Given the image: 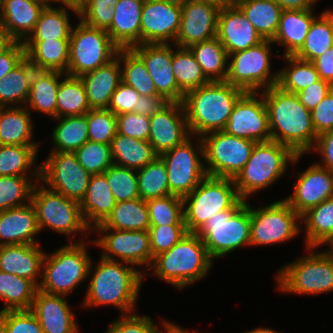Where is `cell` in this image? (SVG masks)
Masks as SVG:
<instances>
[{"label":"cell","mask_w":333,"mask_h":333,"mask_svg":"<svg viewBox=\"0 0 333 333\" xmlns=\"http://www.w3.org/2000/svg\"><path fill=\"white\" fill-rule=\"evenodd\" d=\"M92 265L91 261L88 274L91 278L82 306L112 305L121 311V315L133 314L146 271L127 262L103 257L95 268Z\"/></svg>","instance_id":"cell-1"},{"label":"cell","mask_w":333,"mask_h":333,"mask_svg":"<svg viewBox=\"0 0 333 333\" xmlns=\"http://www.w3.org/2000/svg\"><path fill=\"white\" fill-rule=\"evenodd\" d=\"M268 111L271 140L288 146L296 155L313 148L317 134L309 111L297 94L275 85L260 91Z\"/></svg>","instance_id":"cell-2"},{"label":"cell","mask_w":333,"mask_h":333,"mask_svg":"<svg viewBox=\"0 0 333 333\" xmlns=\"http://www.w3.org/2000/svg\"><path fill=\"white\" fill-rule=\"evenodd\" d=\"M245 93L226 81H211L188 91L183 100L190 134L224 130L238 99Z\"/></svg>","instance_id":"cell-3"},{"label":"cell","mask_w":333,"mask_h":333,"mask_svg":"<svg viewBox=\"0 0 333 333\" xmlns=\"http://www.w3.org/2000/svg\"><path fill=\"white\" fill-rule=\"evenodd\" d=\"M213 262L200 236L188 232L168 251L156 255L149 269L164 282L183 289L208 275Z\"/></svg>","instance_id":"cell-4"},{"label":"cell","mask_w":333,"mask_h":333,"mask_svg":"<svg viewBox=\"0 0 333 333\" xmlns=\"http://www.w3.org/2000/svg\"><path fill=\"white\" fill-rule=\"evenodd\" d=\"M302 156L274 140L256 142L249 160L233 179L239 197L247 201L248 196L268 188L286 173L289 163L300 162Z\"/></svg>","instance_id":"cell-5"},{"label":"cell","mask_w":333,"mask_h":333,"mask_svg":"<svg viewBox=\"0 0 333 333\" xmlns=\"http://www.w3.org/2000/svg\"><path fill=\"white\" fill-rule=\"evenodd\" d=\"M51 254L45 253L39 290L56 295H69L80 283L89 278L91 257L85 241L70 239Z\"/></svg>","instance_id":"cell-6"},{"label":"cell","mask_w":333,"mask_h":333,"mask_svg":"<svg viewBox=\"0 0 333 333\" xmlns=\"http://www.w3.org/2000/svg\"><path fill=\"white\" fill-rule=\"evenodd\" d=\"M244 203L233 179L206 176L190 194L183 197L186 230L198 233L216 212L238 210Z\"/></svg>","instance_id":"cell-7"},{"label":"cell","mask_w":333,"mask_h":333,"mask_svg":"<svg viewBox=\"0 0 333 333\" xmlns=\"http://www.w3.org/2000/svg\"><path fill=\"white\" fill-rule=\"evenodd\" d=\"M307 249V255L281 267L278 271L275 281L276 288L280 291L302 295L333 291V247L323 251H315V247Z\"/></svg>","instance_id":"cell-8"},{"label":"cell","mask_w":333,"mask_h":333,"mask_svg":"<svg viewBox=\"0 0 333 333\" xmlns=\"http://www.w3.org/2000/svg\"><path fill=\"white\" fill-rule=\"evenodd\" d=\"M250 225L251 210L245 201L238 210L216 212L197 234L203 240L210 258L216 260L241 249V246H251Z\"/></svg>","instance_id":"cell-9"},{"label":"cell","mask_w":333,"mask_h":333,"mask_svg":"<svg viewBox=\"0 0 333 333\" xmlns=\"http://www.w3.org/2000/svg\"><path fill=\"white\" fill-rule=\"evenodd\" d=\"M119 49L106 30L93 28L80 20L71 32L66 74L81 77L111 62Z\"/></svg>","instance_id":"cell-10"},{"label":"cell","mask_w":333,"mask_h":333,"mask_svg":"<svg viewBox=\"0 0 333 333\" xmlns=\"http://www.w3.org/2000/svg\"><path fill=\"white\" fill-rule=\"evenodd\" d=\"M31 202L36 210L40 231L48 227L56 233L66 235L67 238L81 231L86 236L92 233L82 216L79 202L42 184L34 186Z\"/></svg>","instance_id":"cell-11"},{"label":"cell","mask_w":333,"mask_h":333,"mask_svg":"<svg viewBox=\"0 0 333 333\" xmlns=\"http://www.w3.org/2000/svg\"><path fill=\"white\" fill-rule=\"evenodd\" d=\"M272 45V40H263L256 46L229 54L225 81L245 92H260L277 85L278 71L270 75Z\"/></svg>","instance_id":"cell-12"},{"label":"cell","mask_w":333,"mask_h":333,"mask_svg":"<svg viewBox=\"0 0 333 333\" xmlns=\"http://www.w3.org/2000/svg\"><path fill=\"white\" fill-rule=\"evenodd\" d=\"M207 176L234 179L250 158L256 142L225 131H214L201 137Z\"/></svg>","instance_id":"cell-13"},{"label":"cell","mask_w":333,"mask_h":333,"mask_svg":"<svg viewBox=\"0 0 333 333\" xmlns=\"http://www.w3.org/2000/svg\"><path fill=\"white\" fill-rule=\"evenodd\" d=\"M251 210V246L273 245L289 241L302 231L301 216L283 199ZM299 224V225H298Z\"/></svg>","instance_id":"cell-14"},{"label":"cell","mask_w":333,"mask_h":333,"mask_svg":"<svg viewBox=\"0 0 333 333\" xmlns=\"http://www.w3.org/2000/svg\"><path fill=\"white\" fill-rule=\"evenodd\" d=\"M192 138L196 137L191 135L159 156L167 169L170 195L185 197L207 176L205 163L201 161L204 158L203 142L197 137L195 145Z\"/></svg>","instance_id":"cell-15"},{"label":"cell","mask_w":333,"mask_h":333,"mask_svg":"<svg viewBox=\"0 0 333 333\" xmlns=\"http://www.w3.org/2000/svg\"><path fill=\"white\" fill-rule=\"evenodd\" d=\"M40 166V183L79 203L84 199L91 174L73 152H50ZM46 183V184H45Z\"/></svg>","instance_id":"cell-16"},{"label":"cell","mask_w":333,"mask_h":333,"mask_svg":"<svg viewBox=\"0 0 333 333\" xmlns=\"http://www.w3.org/2000/svg\"><path fill=\"white\" fill-rule=\"evenodd\" d=\"M100 233L92 244L99 246L103 252L101 257L114 261L127 262L136 268H150L153 254L150 248L149 231H122L113 228H93L92 232ZM98 231V232H97ZM100 231V232H99ZM106 232V233H105ZM118 257V259L114 258ZM138 266V267H137Z\"/></svg>","instance_id":"cell-17"},{"label":"cell","mask_w":333,"mask_h":333,"mask_svg":"<svg viewBox=\"0 0 333 333\" xmlns=\"http://www.w3.org/2000/svg\"><path fill=\"white\" fill-rule=\"evenodd\" d=\"M223 131L254 142L271 140L268 111L262 93L245 92L235 104Z\"/></svg>","instance_id":"cell-18"},{"label":"cell","mask_w":333,"mask_h":333,"mask_svg":"<svg viewBox=\"0 0 333 333\" xmlns=\"http://www.w3.org/2000/svg\"><path fill=\"white\" fill-rule=\"evenodd\" d=\"M221 5L208 0H186L181 5L180 29L174 45H191L217 37Z\"/></svg>","instance_id":"cell-19"},{"label":"cell","mask_w":333,"mask_h":333,"mask_svg":"<svg viewBox=\"0 0 333 333\" xmlns=\"http://www.w3.org/2000/svg\"><path fill=\"white\" fill-rule=\"evenodd\" d=\"M181 6L162 0H145L140 23V44H170L180 29Z\"/></svg>","instance_id":"cell-20"},{"label":"cell","mask_w":333,"mask_h":333,"mask_svg":"<svg viewBox=\"0 0 333 333\" xmlns=\"http://www.w3.org/2000/svg\"><path fill=\"white\" fill-rule=\"evenodd\" d=\"M131 49L145 63L157 93L169 102H183L185 94L178 88L172 68V45L139 44Z\"/></svg>","instance_id":"cell-21"},{"label":"cell","mask_w":333,"mask_h":333,"mask_svg":"<svg viewBox=\"0 0 333 333\" xmlns=\"http://www.w3.org/2000/svg\"><path fill=\"white\" fill-rule=\"evenodd\" d=\"M190 136L183 102H169L150 116L148 142L158 156L182 144Z\"/></svg>","instance_id":"cell-22"},{"label":"cell","mask_w":333,"mask_h":333,"mask_svg":"<svg viewBox=\"0 0 333 333\" xmlns=\"http://www.w3.org/2000/svg\"><path fill=\"white\" fill-rule=\"evenodd\" d=\"M297 175L293 194L284 200L300 216L308 209L333 197V171L315 163Z\"/></svg>","instance_id":"cell-23"},{"label":"cell","mask_w":333,"mask_h":333,"mask_svg":"<svg viewBox=\"0 0 333 333\" xmlns=\"http://www.w3.org/2000/svg\"><path fill=\"white\" fill-rule=\"evenodd\" d=\"M217 38L228 55L256 46L263 41L237 5L221 7L218 16Z\"/></svg>","instance_id":"cell-24"},{"label":"cell","mask_w":333,"mask_h":333,"mask_svg":"<svg viewBox=\"0 0 333 333\" xmlns=\"http://www.w3.org/2000/svg\"><path fill=\"white\" fill-rule=\"evenodd\" d=\"M66 296L37 290L30 311L39 320L43 333H79Z\"/></svg>","instance_id":"cell-25"},{"label":"cell","mask_w":333,"mask_h":333,"mask_svg":"<svg viewBox=\"0 0 333 333\" xmlns=\"http://www.w3.org/2000/svg\"><path fill=\"white\" fill-rule=\"evenodd\" d=\"M45 6L38 0H0V29L13 41L23 42Z\"/></svg>","instance_id":"cell-26"},{"label":"cell","mask_w":333,"mask_h":333,"mask_svg":"<svg viewBox=\"0 0 333 333\" xmlns=\"http://www.w3.org/2000/svg\"><path fill=\"white\" fill-rule=\"evenodd\" d=\"M40 232L32 202L0 212V246L39 244L35 236Z\"/></svg>","instance_id":"cell-27"},{"label":"cell","mask_w":333,"mask_h":333,"mask_svg":"<svg viewBox=\"0 0 333 333\" xmlns=\"http://www.w3.org/2000/svg\"><path fill=\"white\" fill-rule=\"evenodd\" d=\"M44 255L39 244L0 246V271L29 279L39 287Z\"/></svg>","instance_id":"cell-28"},{"label":"cell","mask_w":333,"mask_h":333,"mask_svg":"<svg viewBox=\"0 0 333 333\" xmlns=\"http://www.w3.org/2000/svg\"><path fill=\"white\" fill-rule=\"evenodd\" d=\"M145 0H118L107 33L120 49L140 44L141 12Z\"/></svg>","instance_id":"cell-29"},{"label":"cell","mask_w":333,"mask_h":333,"mask_svg":"<svg viewBox=\"0 0 333 333\" xmlns=\"http://www.w3.org/2000/svg\"><path fill=\"white\" fill-rule=\"evenodd\" d=\"M80 78L85 87L90 109H107L111 96L122 81L120 60L116 57L108 64Z\"/></svg>","instance_id":"cell-30"},{"label":"cell","mask_w":333,"mask_h":333,"mask_svg":"<svg viewBox=\"0 0 333 333\" xmlns=\"http://www.w3.org/2000/svg\"><path fill=\"white\" fill-rule=\"evenodd\" d=\"M25 57L36 70L67 72L70 39L24 40Z\"/></svg>","instance_id":"cell-31"},{"label":"cell","mask_w":333,"mask_h":333,"mask_svg":"<svg viewBox=\"0 0 333 333\" xmlns=\"http://www.w3.org/2000/svg\"><path fill=\"white\" fill-rule=\"evenodd\" d=\"M314 9L283 10L272 42L285 47L283 56H294L304 45L310 25L316 18Z\"/></svg>","instance_id":"cell-32"},{"label":"cell","mask_w":333,"mask_h":333,"mask_svg":"<svg viewBox=\"0 0 333 333\" xmlns=\"http://www.w3.org/2000/svg\"><path fill=\"white\" fill-rule=\"evenodd\" d=\"M65 73L58 71L34 70L25 107L57 118V93Z\"/></svg>","instance_id":"cell-33"},{"label":"cell","mask_w":333,"mask_h":333,"mask_svg":"<svg viewBox=\"0 0 333 333\" xmlns=\"http://www.w3.org/2000/svg\"><path fill=\"white\" fill-rule=\"evenodd\" d=\"M116 203L106 177L91 175L86 195L80 203L82 216L91 230L106 219Z\"/></svg>","instance_id":"cell-34"},{"label":"cell","mask_w":333,"mask_h":333,"mask_svg":"<svg viewBox=\"0 0 333 333\" xmlns=\"http://www.w3.org/2000/svg\"><path fill=\"white\" fill-rule=\"evenodd\" d=\"M25 106L0 107V145L40 146L34 142V123Z\"/></svg>","instance_id":"cell-35"},{"label":"cell","mask_w":333,"mask_h":333,"mask_svg":"<svg viewBox=\"0 0 333 333\" xmlns=\"http://www.w3.org/2000/svg\"><path fill=\"white\" fill-rule=\"evenodd\" d=\"M307 247L329 244L333 247V197L308 209L301 215Z\"/></svg>","instance_id":"cell-36"},{"label":"cell","mask_w":333,"mask_h":333,"mask_svg":"<svg viewBox=\"0 0 333 333\" xmlns=\"http://www.w3.org/2000/svg\"><path fill=\"white\" fill-rule=\"evenodd\" d=\"M61 6L55 8L54 6L46 5L34 30L25 40L70 39L73 26L70 24L68 10L74 12L76 16L78 15L77 17H79V10L70 5Z\"/></svg>","instance_id":"cell-37"},{"label":"cell","mask_w":333,"mask_h":333,"mask_svg":"<svg viewBox=\"0 0 333 333\" xmlns=\"http://www.w3.org/2000/svg\"><path fill=\"white\" fill-rule=\"evenodd\" d=\"M150 222L146 201L136 198L117 202L112 212L94 228H113L122 231H146Z\"/></svg>","instance_id":"cell-38"},{"label":"cell","mask_w":333,"mask_h":333,"mask_svg":"<svg viewBox=\"0 0 333 333\" xmlns=\"http://www.w3.org/2000/svg\"><path fill=\"white\" fill-rule=\"evenodd\" d=\"M110 147L113 163L133 170L142 169L158 157L148 141L131 138L120 133H116Z\"/></svg>","instance_id":"cell-39"},{"label":"cell","mask_w":333,"mask_h":333,"mask_svg":"<svg viewBox=\"0 0 333 333\" xmlns=\"http://www.w3.org/2000/svg\"><path fill=\"white\" fill-rule=\"evenodd\" d=\"M38 148L39 146L0 145V176L31 177L40 181V166L35 165Z\"/></svg>","instance_id":"cell-40"},{"label":"cell","mask_w":333,"mask_h":333,"mask_svg":"<svg viewBox=\"0 0 333 333\" xmlns=\"http://www.w3.org/2000/svg\"><path fill=\"white\" fill-rule=\"evenodd\" d=\"M237 6L263 40H273L283 11L274 0H246Z\"/></svg>","instance_id":"cell-41"},{"label":"cell","mask_w":333,"mask_h":333,"mask_svg":"<svg viewBox=\"0 0 333 333\" xmlns=\"http://www.w3.org/2000/svg\"><path fill=\"white\" fill-rule=\"evenodd\" d=\"M35 68L25 57L0 81V107L25 106ZM17 104V105H16Z\"/></svg>","instance_id":"cell-42"},{"label":"cell","mask_w":333,"mask_h":333,"mask_svg":"<svg viewBox=\"0 0 333 333\" xmlns=\"http://www.w3.org/2000/svg\"><path fill=\"white\" fill-rule=\"evenodd\" d=\"M331 47H333V11L327 9L313 20L304 45L294 56L312 62Z\"/></svg>","instance_id":"cell-43"},{"label":"cell","mask_w":333,"mask_h":333,"mask_svg":"<svg viewBox=\"0 0 333 333\" xmlns=\"http://www.w3.org/2000/svg\"><path fill=\"white\" fill-rule=\"evenodd\" d=\"M189 49L210 81L226 80L228 54L217 37L193 44Z\"/></svg>","instance_id":"cell-44"},{"label":"cell","mask_w":333,"mask_h":333,"mask_svg":"<svg viewBox=\"0 0 333 333\" xmlns=\"http://www.w3.org/2000/svg\"><path fill=\"white\" fill-rule=\"evenodd\" d=\"M54 119L59 122L52 132L54 147L51 152H74L89 140L87 113Z\"/></svg>","instance_id":"cell-45"},{"label":"cell","mask_w":333,"mask_h":333,"mask_svg":"<svg viewBox=\"0 0 333 333\" xmlns=\"http://www.w3.org/2000/svg\"><path fill=\"white\" fill-rule=\"evenodd\" d=\"M38 287L29 279L0 271V299L6 310H30Z\"/></svg>","instance_id":"cell-46"},{"label":"cell","mask_w":333,"mask_h":333,"mask_svg":"<svg viewBox=\"0 0 333 333\" xmlns=\"http://www.w3.org/2000/svg\"><path fill=\"white\" fill-rule=\"evenodd\" d=\"M90 110L84 84L80 77L65 74L57 93V118L80 116Z\"/></svg>","instance_id":"cell-47"},{"label":"cell","mask_w":333,"mask_h":333,"mask_svg":"<svg viewBox=\"0 0 333 333\" xmlns=\"http://www.w3.org/2000/svg\"><path fill=\"white\" fill-rule=\"evenodd\" d=\"M122 82L133 87L140 95H159L143 60L132 49H119Z\"/></svg>","instance_id":"cell-48"},{"label":"cell","mask_w":333,"mask_h":333,"mask_svg":"<svg viewBox=\"0 0 333 333\" xmlns=\"http://www.w3.org/2000/svg\"><path fill=\"white\" fill-rule=\"evenodd\" d=\"M288 66L278 71L279 86L283 91L297 94L306 87L320 80V76L312 62L295 56H282Z\"/></svg>","instance_id":"cell-49"},{"label":"cell","mask_w":333,"mask_h":333,"mask_svg":"<svg viewBox=\"0 0 333 333\" xmlns=\"http://www.w3.org/2000/svg\"><path fill=\"white\" fill-rule=\"evenodd\" d=\"M175 47L178 50L173 49L172 68L178 88L184 94L211 82L189 48Z\"/></svg>","instance_id":"cell-50"},{"label":"cell","mask_w":333,"mask_h":333,"mask_svg":"<svg viewBox=\"0 0 333 333\" xmlns=\"http://www.w3.org/2000/svg\"><path fill=\"white\" fill-rule=\"evenodd\" d=\"M137 181L139 196L145 201L170 195L167 169L159 156L137 170Z\"/></svg>","instance_id":"cell-51"},{"label":"cell","mask_w":333,"mask_h":333,"mask_svg":"<svg viewBox=\"0 0 333 333\" xmlns=\"http://www.w3.org/2000/svg\"><path fill=\"white\" fill-rule=\"evenodd\" d=\"M32 179L22 176H0V212L31 202L36 185Z\"/></svg>","instance_id":"cell-52"},{"label":"cell","mask_w":333,"mask_h":333,"mask_svg":"<svg viewBox=\"0 0 333 333\" xmlns=\"http://www.w3.org/2000/svg\"><path fill=\"white\" fill-rule=\"evenodd\" d=\"M150 225H185L183 198L168 195L146 201Z\"/></svg>","instance_id":"cell-53"},{"label":"cell","mask_w":333,"mask_h":333,"mask_svg":"<svg viewBox=\"0 0 333 333\" xmlns=\"http://www.w3.org/2000/svg\"><path fill=\"white\" fill-rule=\"evenodd\" d=\"M103 175L107 179L116 202L140 198L137 170L112 164Z\"/></svg>","instance_id":"cell-54"},{"label":"cell","mask_w":333,"mask_h":333,"mask_svg":"<svg viewBox=\"0 0 333 333\" xmlns=\"http://www.w3.org/2000/svg\"><path fill=\"white\" fill-rule=\"evenodd\" d=\"M79 164L91 175L103 174L113 163L110 145L88 140L73 152Z\"/></svg>","instance_id":"cell-55"},{"label":"cell","mask_w":333,"mask_h":333,"mask_svg":"<svg viewBox=\"0 0 333 333\" xmlns=\"http://www.w3.org/2000/svg\"><path fill=\"white\" fill-rule=\"evenodd\" d=\"M90 141L110 145L117 133L116 115L108 109H90L87 112Z\"/></svg>","instance_id":"cell-56"},{"label":"cell","mask_w":333,"mask_h":333,"mask_svg":"<svg viewBox=\"0 0 333 333\" xmlns=\"http://www.w3.org/2000/svg\"><path fill=\"white\" fill-rule=\"evenodd\" d=\"M118 0H88L79 9V20L93 28L108 30Z\"/></svg>","instance_id":"cell-57"},{"label":"cell","mask_w":333,"mask_h":333,"mask_svg":"<svg viewBox=\"0 0 333 333\" xmlns=\"http://www.w3.org/2000/svg\"><path fill=\"white\" fill-rule=\"evenodd\" d=\"M0 333H43L30 310L0 311Z\"/></svg>","instance_id":"cell-58"},{"label":"cell","mask_w":333,"mask_h":333,"mask_svg":"<svg viewBox=\"0 0 333 333\" xmlns=\"http://www.w3.org/2000/svg\"><path fill=\"white\" fill-rule=\"evenodd\" d=\"M148 231L153 259L156 255L168 251L188 233L185 225H150Z\"/></svg>","instance_id":"cell-59"},{"label":"cell","mask_w":333,"mask_h":333,"mask_svg":"<svg viewBox=\"0 0 333 333\" xmlns=\"http://www.w3.org/2000/svg\"><path fill=\"white\" fill-rule=\"evenodd\" d=\"M158 328L151 317L133 313L115 319L104 333H161Z\"/></svg>","instance_id":"cell-60"},{"label":"cell","mask_w":333,"mask_h":333,"mask_svg":"<svg viewBox=\"0 0 333 333\" xmlns=\"http://www.w3.org/2000/svg\"><path fill=\"white\" fill-rule=\"evenodd\" d=\"M117 133L131 138L146 140L150 134V117L137 114L135 112H126L116 115Z\"/></svg>","instance_id":"cell-61"},{"label":"cell","mask_w":333,"mask_h":333,"mask_svg":"<svg viewBox=\"0 0 333 333\" xmlns=\"http://www.w3.org/2000/svg\"><path fill=\"white\" fill-rule=\"evenodd\" d=\"M139 99L140 94L133 87L121 81L111 96L107 109L115 115L126 112L138 114Z\"/></svg>","instance_id":"cell-62"},{"label":"cell","mask_w":333,"mask_h":333,"mask_svg":"<svg viewBox=\"0 0 333 333\" xmlns=\"http://www.w3.org/2000/svg\"><path fill=\"white\" fill-rule=\"evenodd\" d=\"M311 118L317 135L333 129V88L311 111Z\"/></svg>","instance_id":"cell-63"},{"label":"cell","mask_w":333,"mask_h":333,"mask_svg":"<svg viewBox=\"0 0 333 333\" xmlns=\"http://www.w3.org/2000/svg\"><path fill=\"white\" fill-rule=\"evenodd\" d=\"M333 86L322 79L297 93L300 102L312 111L327 95Z\"/></svg>","instance_id":"cell-64"},{"label":"cell","mask_w":333,"mask_h":333,"mask_svg":"<svg viewBox=\"0 0 333 333\" xmlns=\"http://www.w3.org/2000/svg\"><path fill=\"white\" fill-rule=\"evenodd\" d=\"M25 58L23 42L14 41L0 54V81Z\"/></svg>","instance_id":"cell-65"},{"label":"cell","mask_w":333,"mask_h":333,"mask_svg":"<svg viewBox=\"0 0 333 333\" xmlns=\"http://www.w3.org/2000/svg\"><path fill=\"white\" fill-rule=\"evenodd\" d=\"M316 151L322 156V163L317 165L333 171V129L318 135L311 151Z\"/></svg>","instance_id":"cell-66"},{"label":"cell","mask_w":333,"mask_h":333,"mask_svg":"<svg viewBox=\"0 0 333 333\" xmlns=\"http://www.w3.org/2000/svg\"><path fill=\"white\" fill-rule=\"evenodd\" d=\"M312 63L320 79L329 82L333 86V47L315 58Z\"/></svg>","instance_id":"cell-67"},{"label":"cell","mask_w":333,"mask_h":333,"mask_svg":"<svg viewBox=\"0 0 333 333\" xmlns=\"http://www.w3.org/2000/svg\"><path fill=\"white\" fill-rule=\"evenodd\" d=\"M169 103L163 96L161 95H140L139 103H138V114L152 116L153 114L160 111L164 106Z\"/></svg>","instance_id":"cell-68"},{"label":"cell","mask_w":333,"mask_h":333,"mask_svg":"<svg viewBox=\"0 0 333 333\" xmlns=\"http://www.w3.org/2000/svg\"><path fill=\"white\" fill-rule=\"evenodd\" d=\"M283 10H311L315 7L313 0H274Z\"/></svg>","instance_id":"cell-69"},{"label":"cell","mask_w":333,"mask_h":333,"mask_svg":"<svg viewBox=\"0 0 333 333\" xmlns=\"http://www.w3.org/2000/svg\"><path fill=\"white\" fill-rule=\"evenodd\" d=\"M164 328V332L165 333H191L188 330H186L185 328H182L181 326H177V324L170 322V321H166V320H162L161 322ZM194 333V332H193Z\"/></svg>","instance_id":"cell-70"},{"label":"cell","mask_w":333,"mask_h":333,"mask_svg":"<svg viewBox=\"0 0 333 333\" xmlns=\"http://www.w3.org/2000/svg\"><path fill=\"white\" fill-rule=\"evenodd\" d=\"M14 41L0 29V54L5 51Z\"/></svg>","instance_id":"cell-71"},{"label":"cell","mask_w":333,"mask_h":333,"mask_svg":"<svg viewBox=\"0 0 333 333\" xmlns=\"http://www.w3.org/2000/svg\"><path fill=\"white\" fill-rule=\"evenodd\" d=\"M243 333H280L276 330H273L271 328H266V327H260V328H256V329H253L251 331H247V332H243Z\"/></svg>","instance_id":"cell-72"},{"label":"cell","mask_w":333,"mask_h":333,"mask_svg":"<svg viewBox=\"0 0 333 333\" xmlns=\"http://www.w3.org/2000/svg\"><path fill=\"white\" fill-rule=\"evenodd\" d=\"M54 2H58V4L60 3L62 5H70L75 7V0H53V3Z\"/></svg>","instance_id":"cell-73"},{"label":"cell","mask_w":333,"mask_h":333,"mask_svg":"<svg viewBox=\"0 0 333 333\" xmlns=\"http://www.w3.org/2000/svg\"><path fill=\"white\" fill-rule=\"evenodd\" d=\"M246 1V0H225L226 5H238L239 3Z\"/></svg>","instance_id":"cell-74"},{"label":"cell","mask_w":333,"mask_h":333,"mask_svg":"<svg viewBox=\"0 0 333 333\" xmlns=\"http://www.w3.org/2000/svg\"><path fill=\"white\" fill-rule=\"evenodd\" d=\"M87 1L88 0H75V8L79 10Z\"/></svg>","instance_id":"cell-75"},{"label":"cell","mask_w":333,"mask_h":333,"mask_svg":"<svg viewBox=\"0 0 333 333\" xmlns=\"http://www.w3.org/2000/svg\"><path fill=\"white\" fill-rule=\"evenodd\" d=\"M162 1L181 6L186 0H162Z\"/></svg>","instance_id":"cell-76"},{"label":"cell","mask_w":333,"mask_h":333,"mask_svg":"<svg viewBox=\"0 0 333 333\" xmlns=\"http://www.w3.org/2000/svg\"><path fill=\"white\" fill-rule=\"evenodd\" d=\"M208 1H212V2H215L221 6H225V0H208Z\"/></svg>","instance_id":"cell-77"},{"label":"cell","mask_w":333,"mask_h":333,"mask_svg":"<svg viewBox=\"0 0 333 333\" xmlns=\"http://www.w3.org/2000/svg\"><path fill=\"white\" fill-rule=\"evenodd\" d=\"M38 1L44 3L45 5H51L53 3V0H38Z\"/></svg>","instance_id":"cell-78"}]
</instances>
